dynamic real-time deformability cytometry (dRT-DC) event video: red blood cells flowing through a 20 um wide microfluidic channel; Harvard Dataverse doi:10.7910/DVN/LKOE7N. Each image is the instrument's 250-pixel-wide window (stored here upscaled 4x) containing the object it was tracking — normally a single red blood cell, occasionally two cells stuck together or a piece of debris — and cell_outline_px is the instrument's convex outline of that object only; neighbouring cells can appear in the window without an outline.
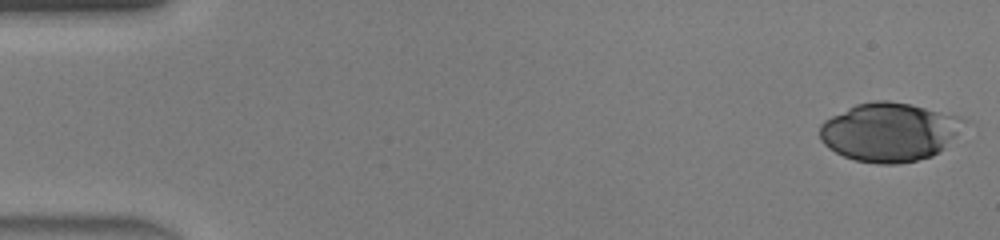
{"species": "human", "species_latin": "Homo sapiens", "temperature_condition": "warm", "stored_images_in_passage": 45, "camera_frame_rate_fps": 3000, "um_per_image_px": 0.085, "donor": {"sex": "male"}, "frame": {"image": 1, "passage_image": 1, "time_ms": 0.0, "image_size_px": [1000, 240], "cell_outline_px": [[968, 120], [956, 136], [944, 148], [932, 156], [916, 160], [896, 164], [876, 164], [856, 160], [844, 156], [828, 148], [820, 140], [820, 124], [824, 120], [856, 104], [872, 100], [888, 100], [912, 104], [960, 116]], "centroid_in_image_um": [75.61, 11.21], "position_along_channel_um": 9.4, "area_um2": 49.53}}
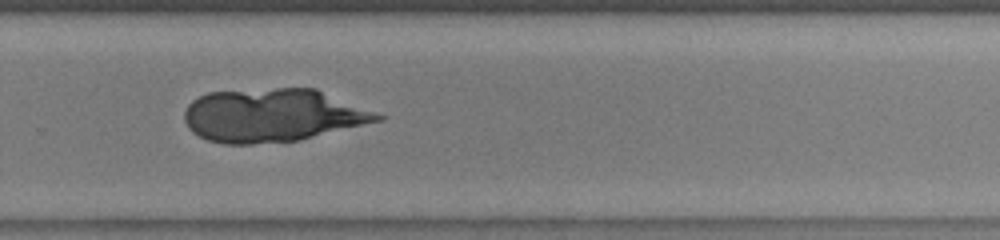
{"frame": {"image": 2, "passage_image": 31, "time_ms": 10.0, "image_size_px": [1000, 240], "cell_outline_px": [[384, 120], [300, 140], [252, 144], [224, 144], [208, 140], [192, 132], [188, 128], [184, 120], [184, 112], [188, 104], [192, 100], [208, 92], [276, 88], [316, 88], [384, 116]], "centroid_in_image_um": [23.15, 9.81], "position_along_channel_um": 306.6, "area_um2": 59.82}}
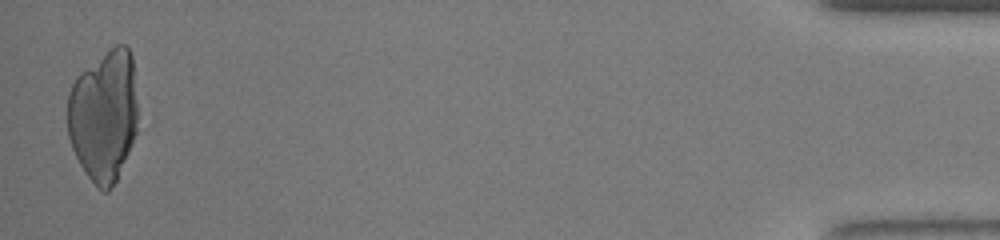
{"frame": {"image": 3, "passage_image": 45, "time_ms": 14.667, "image_size_px": [1000, 240], "cell_outline_px": [[136, 132], [132, 144], [116, 180], [112, 188], [108, 192], [104, 192], [96, 188], [80, 164], [72, 148], [68, 136], [68, 92], [76, 76], [80, 72], [116, 44], [124, 44], [128, 48], [132, 56], [136, 104]], "centroid_in_image_um": [8.8, 9.84], "position_along_channel_um": 426.4, "area_um2": 53.75}}